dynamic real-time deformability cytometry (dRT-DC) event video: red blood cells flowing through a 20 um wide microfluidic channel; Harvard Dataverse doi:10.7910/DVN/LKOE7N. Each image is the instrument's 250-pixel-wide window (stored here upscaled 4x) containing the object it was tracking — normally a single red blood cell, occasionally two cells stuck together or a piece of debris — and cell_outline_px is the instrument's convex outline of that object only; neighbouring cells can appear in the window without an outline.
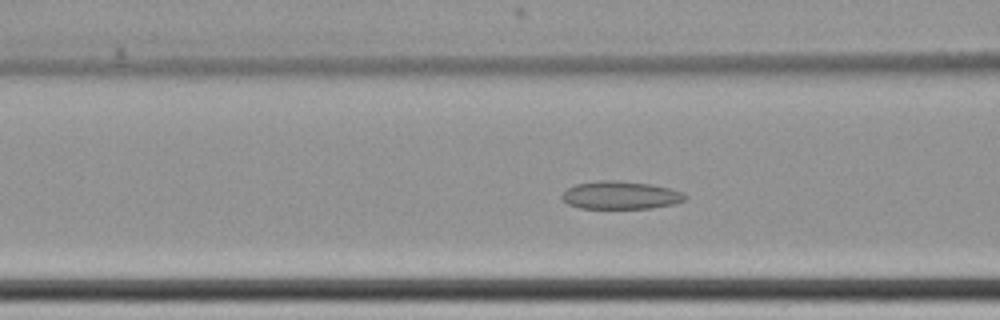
{"species": "common noctule bat (a hibernating species)", "species_latin": "Nyctalus noctula", "temperature_condition": "cold", "stored_images_in_passage": 44, "camera_frame_rate_fps": 3000, "um_per_image_px": 0.085, "animal": {"sex": "female", "body_mass_g": 22.7, "forearm_length_mm": 54.2}, "frame": {"image": 1, "passage_image": 8, "time_ms": 2.333, "image_size_px": [1000, 320], "cell_outline_px": [[688, 196], [684, 200], [672, 204], [652, 208], [580, 208], [568, 204], [560, 196], [568, 188], [576, 184], [596, 180], [616, 180], [652, 184], [668, 188], [680, 192]], "centroid_in_image_um": [52.72, 16.58], "position_along_channel_um": 113.9, "area_um2": 19.94}}
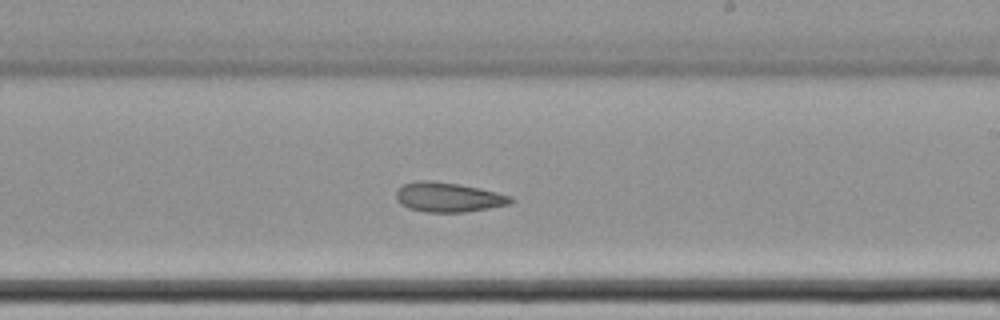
{"frame": {"image": 2, "passage_image": 20, "time_ms": 6.333, "image_size_px": [1000, 320], "cell_outline_px": [[516, 200], [508, 204], [468, 212], [424, 212], [408, 208], [400, 204], [396, 200], [396, 192], [404, 184], [416, 180], [432, 180], [460, 184], [480, 188], [512, 196]], "centroid_in_image_um": [38.1, 16.76], "position_along_channel_um": 250.9, "area_um2": 19.94}}
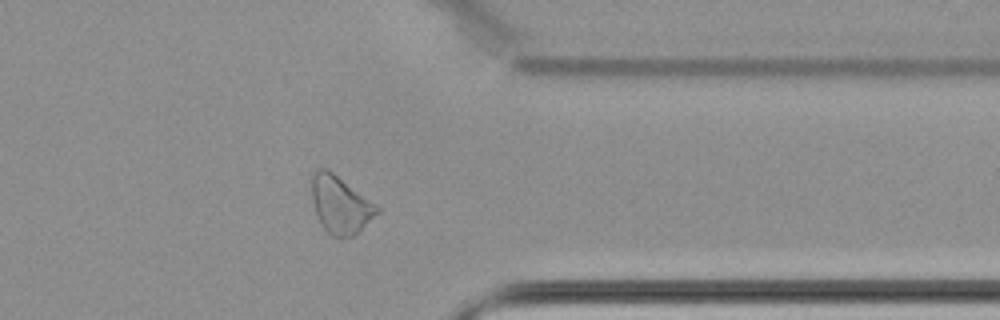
{"frame": {"image": 3, "passage_image": 32, "time_ms": 10.333, "image_size_px": [1000, 320], "cell_outline_px": [[380, 212], [360, 232], [352, 236], [340, 240], [332, 236], [320, 224], [316, 216], [312, 200], [312, 172], [320, 168], [328, 168], [380, 208]], "centroid_in_image_um": [28.92, 17.44], "position_along_channel_um": 382.5, "area_um2": 22.14}}